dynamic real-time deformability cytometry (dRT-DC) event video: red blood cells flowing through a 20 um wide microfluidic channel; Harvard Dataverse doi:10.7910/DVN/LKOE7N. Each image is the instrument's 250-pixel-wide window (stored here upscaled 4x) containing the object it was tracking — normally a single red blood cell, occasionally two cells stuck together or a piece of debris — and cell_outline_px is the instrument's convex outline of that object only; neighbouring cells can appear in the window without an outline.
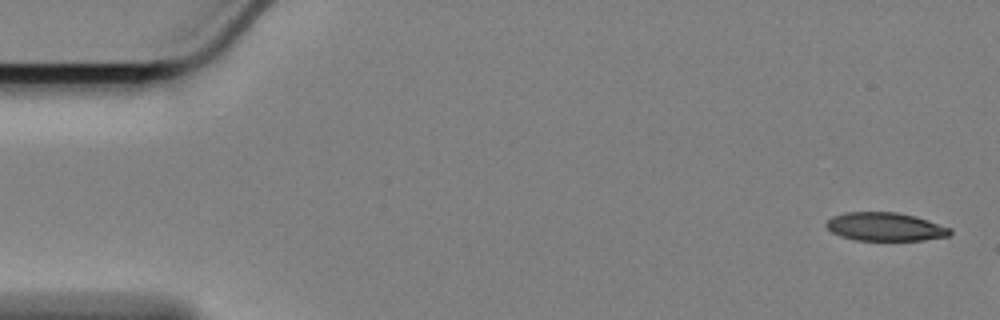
{"species": "Egyptian fruit bat (a non-hibernating species)", "species_latin": "Rousettus aegyptiacus", "temperature_condition": "cold", "stored_images_in_passage": 8, "camera_frame_rate_fps": 3000, "um_per_image_px": 0.085, "animal": {"sex": "female"}, "frame": {"image": 1, "passage_image": 1, "time_ms": 0.0, "image_size_px": [1000, 320], "cell_outline_px": [[952, 232], [948, 236], [924, 240], [856, 240], [840, 236], [832, 232], [824, 224], [832, 216], [844, 212], [896, 212], [916, 216], [952, 228]], "centroid_in_image_um": [75.24, 19.27], "position_along_channel_um": 9.8, "area_um2": 20.58}}